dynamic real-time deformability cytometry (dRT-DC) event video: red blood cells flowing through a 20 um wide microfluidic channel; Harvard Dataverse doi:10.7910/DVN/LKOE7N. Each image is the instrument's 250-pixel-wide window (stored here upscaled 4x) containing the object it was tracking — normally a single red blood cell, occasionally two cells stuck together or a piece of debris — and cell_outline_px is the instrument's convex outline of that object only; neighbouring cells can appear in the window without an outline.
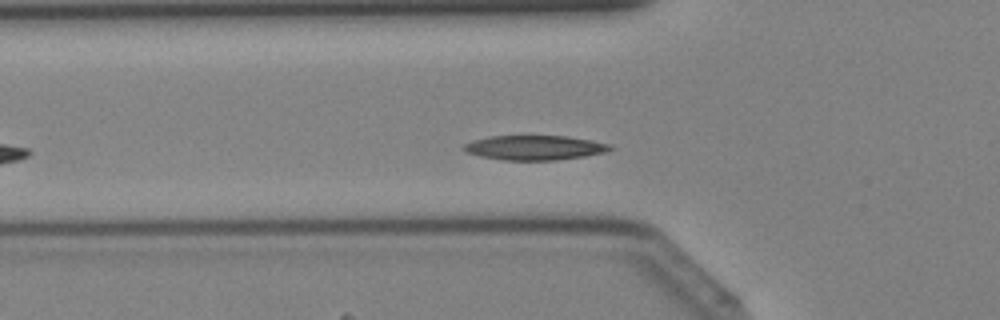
{"species": "Egyptian fruit bat (a non-hibernating species)", "species_latin": "Rousettus aegyptiacus", "temperature_condition": "cold", "stored_images_in_passage": 28, "camera_frame_rate_fps": 3000, "um_per_image_px": 0.085, "animal": {"sex": "female"}, "frame": {"image": 1, "passage_image": 7, "time_ms": 2.0, "image_size_px": [1000, 320], "cell_outline_px": [[616, 148], [608, 152], [584, 156], [556, 160], [504, 160], [480, 156], [468, 152], [460, 148], [464, 144], [472, 140], [488, 136], [568, 136], [592, 140], [608, 144]], "centroid_in_image_um": [45.46, 12.55], "position_along_channel_um": 80.3, "area_um2": 21.1}}
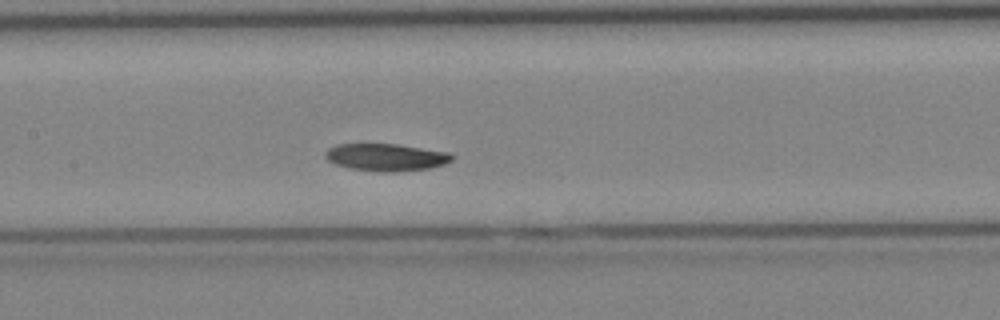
{"frame": {"image": 2, "passage_image": 13, "time_ms": 4.0, "image_size_px": [1000, 320], "cell_outline_px": [[456, 156], [452, 160], [444, 164], [428, 168], [396, 172], [380, 172], [348, 168], [336, 164], [328, 160], [324, 156], [324, 152], [328, 148], [336, 144], [396, 144], [448, 152]], "centroid_in_image_um": [32.8, 13.37], "position_along_channel_um": 174.6, "area_um2": 20.23}}
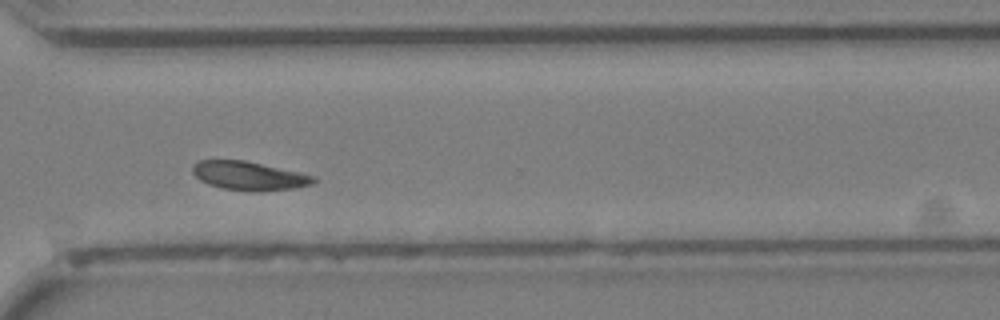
{"frame": {"image": 3, "passage_image": 24, "time_ms": 7.667, "image_size_px": [1000, 320], "cell_outline_px": [[316, 180], [312, 184], [292, 188], [260, 192], [256, 192], [224, 188], [208, 184], [200, 180], [192, 172], [192, 164], [196, 160], [244, 160], [300, 172], [316, 176]], "centroid_in_image_um": [21.15, 14.94], "position_along_channel_um": 349.4, "area_um2": 20.29}}